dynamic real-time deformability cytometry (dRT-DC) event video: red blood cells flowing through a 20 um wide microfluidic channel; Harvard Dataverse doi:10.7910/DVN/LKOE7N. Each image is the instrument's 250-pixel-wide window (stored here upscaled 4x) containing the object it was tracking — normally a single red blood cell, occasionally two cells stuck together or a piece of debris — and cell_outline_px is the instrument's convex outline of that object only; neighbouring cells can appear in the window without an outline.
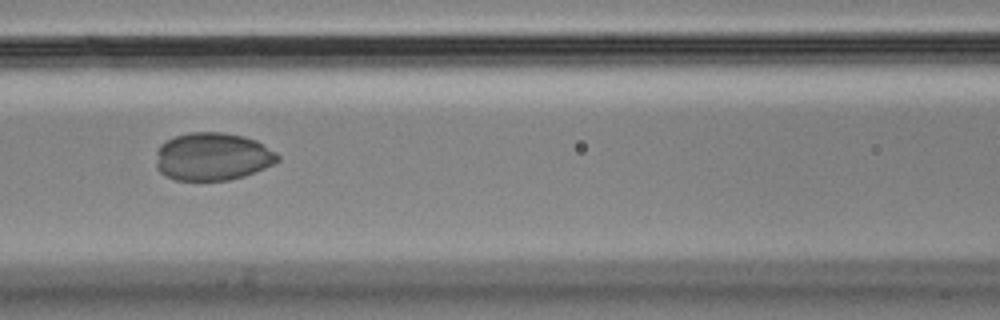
{"species": "Egyptian fruit bat (a non-hibernating species)", "species_latin": "Rousettus aegyptiacus", "temperature_condition": "cold", "stored_images_in_passage": 7, "camera_frame_rate_fps": 3000, "um_per_image_px": 0.085, "animal": {"sex": "male"}, "frame": {"image": 1, "passage_image": 5, "time_ms": 1.333, "image_size_px": [1000, 320], "cell_outline_px": [[280, 160], [276, 164], [244, 176], [228, 180], [176, 180], [160, 172], [156, 168], [156, 152], [160, 144], [176, 136], [188, 132], [224, 132], [244, 136], [256, 140], [264, 144], [276, 152], [280, 156]], "centroid_in_image_um": [18.1, 13.3], "position_along_channel_um": 148.5, "area_um2": 34.22}}
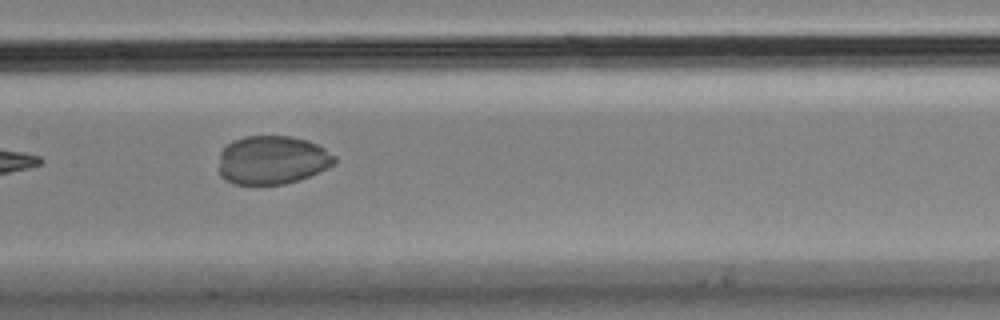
{"frame": {"image": 2, "passage_image": 6, "time_ms": 1.667, "image_size_px": [1000, 320], "cell_outline_px": [[336, 164], [308, 176], [284, 184], [236, 184], [220, 176], [216, 168], [220, 152], [232, 140], [244, 136], [292, 136], [308, 140], [324, 148], [336, 156]], "centroid_in_image_um": [23.11, 13.59], "position_along_channel_um": 184.3, "area_um2": 33.0}}
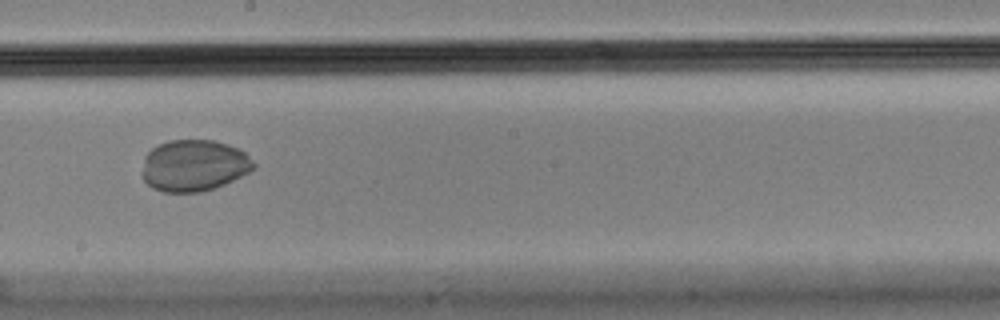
{"frame": {"image": 3, "passage_image": 7, "time_ms": 2.0, "image_size_px": [1000, 320], "cell_outline_px": [[256, 168], [216, 188], [200, 192], [164, 192], [152, 188], [144, 180], [140, 172], [144, 156], [156, 144], [168, 140], [212, 140], [228, 144], [244, 152], [256, 164]], "centroid_in_image_um": [16.44, 14.07], "position_along_channel_um": 231.8, "area_um2": 33.76}}